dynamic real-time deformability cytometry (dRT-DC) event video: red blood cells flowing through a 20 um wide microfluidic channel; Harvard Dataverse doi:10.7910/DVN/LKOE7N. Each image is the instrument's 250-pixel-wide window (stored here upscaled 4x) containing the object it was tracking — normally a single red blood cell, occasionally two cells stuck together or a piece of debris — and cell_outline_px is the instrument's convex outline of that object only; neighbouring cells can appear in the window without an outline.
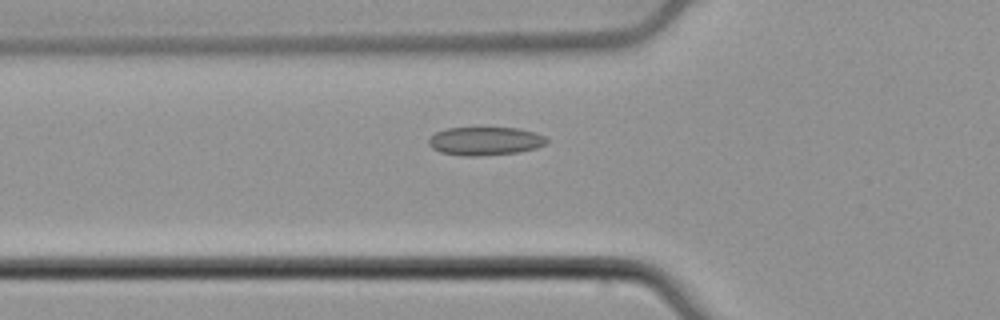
{"species": "common noctule bat (a hibernating species)", "species_latin": "Nyctalus noctula", "temperature_condition": "cold", "stored_images_in_passage": 28, "camera_frame_rate_fps": 3000, "um_per_image_px": 0.085, "animal": {"sex": "male", "body_mass_g": 21.5, "forearm_length_mm": 52.0}, "frame": {"image": 1, "passage_image": 2, "time_ms": 0.333, "image_size_px": [1000, 320], "cell_outline_px": [[548, 140], [544, 144], [536, 148], [520, 152], [476, 156], [464, 156], [440, 152], [432, 148], [428, 144], [428, 140], [436, 132], [444, 128], [520, 128], [536, 132], [544, 136]], "centroid_in_image_um": [41.23, 11.99], "position_along_channel_um": 84.6, "area_um2": 19.54}}
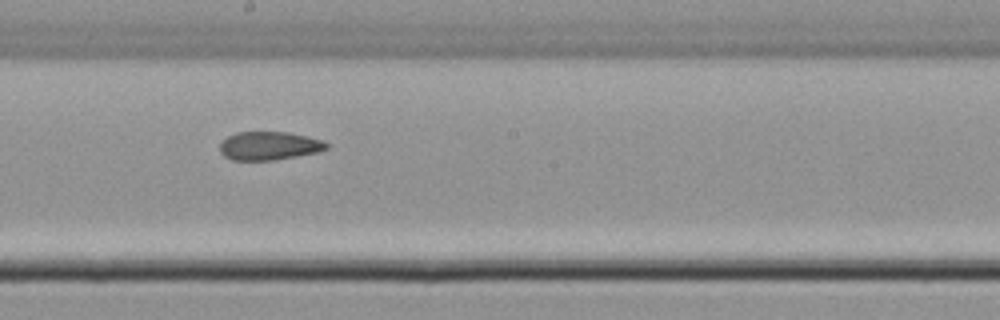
{"frame": {"image": 2, "passage_image": 13, "time_ms": 4.0, "image_size_px": [1000, 320], "cell_outline_px": [[328, 148], [316, 152], [276, 160], [232, 160], [224, 156], [220, 152], [220, 144], [228, 136], [236, 132], [288, 132], [308, 136], [324, 140], [328, 144]], "centroid_in_image_um": [22.88, 12.39], "position_along_channel_um": 225.3, "area_um2": 17.69}}
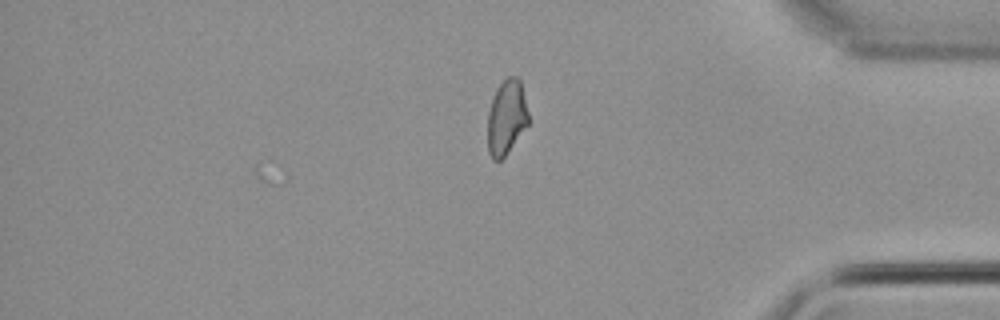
{"frame": {"image": 3, "passage_image": 28, "time_ms": 9.0, "image_size_px": [1000, 320], "cell_outline_px": [[528, 124], [504, 156], [500, 160], [492, 160], [488, 152], [488, 112], [496, 88], [508, 76], [516, 76], [520, 80], [528, 112]], "centroid_in_image_um": [43.04, 9.96], "position_along_channel_um": 392.2, "area_um2": 17.51}}